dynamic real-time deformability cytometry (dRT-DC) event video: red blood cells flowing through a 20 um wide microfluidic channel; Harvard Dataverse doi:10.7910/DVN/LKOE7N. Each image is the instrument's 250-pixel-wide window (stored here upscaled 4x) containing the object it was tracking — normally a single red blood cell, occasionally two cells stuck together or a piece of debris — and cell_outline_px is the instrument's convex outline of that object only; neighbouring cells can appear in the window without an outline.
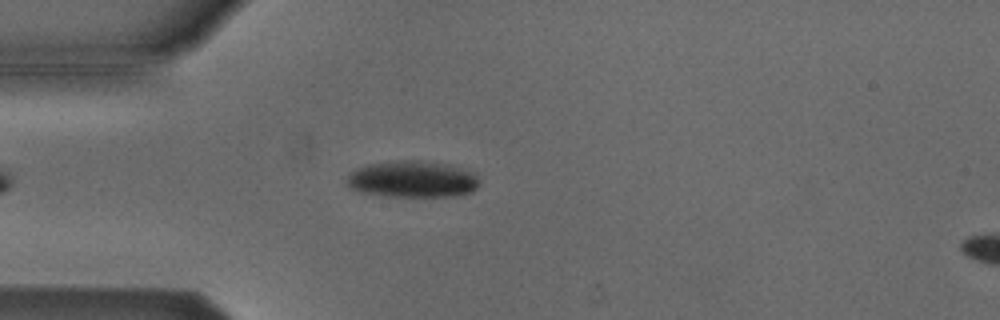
{"species": "Egyptian fruit bat (a non-hibernating species)", "species_latin": "Rousettus aegyptiacus", "temperature_condition": "cold", "stored_images_in_passage": 39, "camera_frame_rate_fps": 3000, "um_per_image_px": 0.085, "animal": {"sex": "male"}, "frame": {"image": 1, "passage_image": 8, "time_ms": 2.333, "image_size_px": [1000, 320], "cell_outline_px": [[480, 184], [472, 192], [460, 196], [384, 196], [360, 192], [348, 188], [348, 176], [356, 168], [368, 164], [400, 160], [416, 160], [448, 164], [476, 172]], "centroid_in_image_um": [35.1, 15.23], "position_along_channel_um": 49.9, "area_um2": 28.55}}
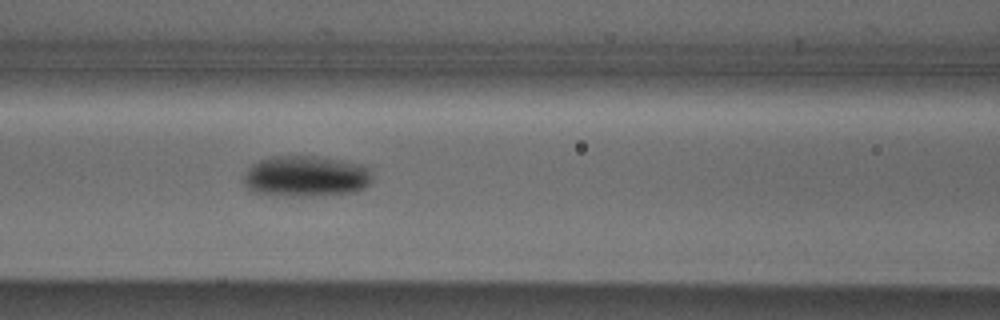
{"frame": {"image": 2, "passage_image": 16, "time_ms": 5.0, "image_size_px": [1000, 320], "cell_outline_px": [[368, 184], [364, 188], [352, 192], [312, 196], [292, 196], [252, 192], [244, 184], [244, 176], [248, 168], [252, 164], [260, 160], [272, 156], [316, 156], [340, 160], [360, 164], [368, 168]], "centroid_in_image_um": [25.94, 14.98], "position_along_channel_um": 140.7, "area_um2": 30.35}}
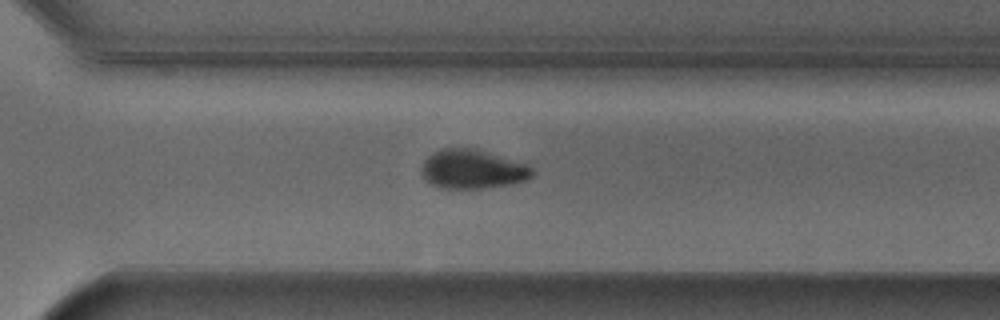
{"frame": {"image": 3, "passage_image": 31, "time_ms": 10.0, "image_size_px": [1000, 320], "cell_outline_px": [[532, 176], [528, 180], [512, 184], [484, 188], [436, 188], [424, 180], [420, 172], [420, 168], [424, 160], [432, 152], [440, 148], [476, 148], [528, 164], [532, 168]], "centroid_in_image_um": [40.12, 14.38], "position_along_channel_um": 330.5, "area_um2": 25.72}, "authors_computed_cell_mechanics": {"area_um2": 28.4376, "velocity_mm_per_s": 3.807, "shape_relaxation_time_tau1_ms": 2.1391, "shape_relaxation_time_tau2_ms": null, "deformation_change_tau1": 0.0984, "deformation_change_tau2": null}}